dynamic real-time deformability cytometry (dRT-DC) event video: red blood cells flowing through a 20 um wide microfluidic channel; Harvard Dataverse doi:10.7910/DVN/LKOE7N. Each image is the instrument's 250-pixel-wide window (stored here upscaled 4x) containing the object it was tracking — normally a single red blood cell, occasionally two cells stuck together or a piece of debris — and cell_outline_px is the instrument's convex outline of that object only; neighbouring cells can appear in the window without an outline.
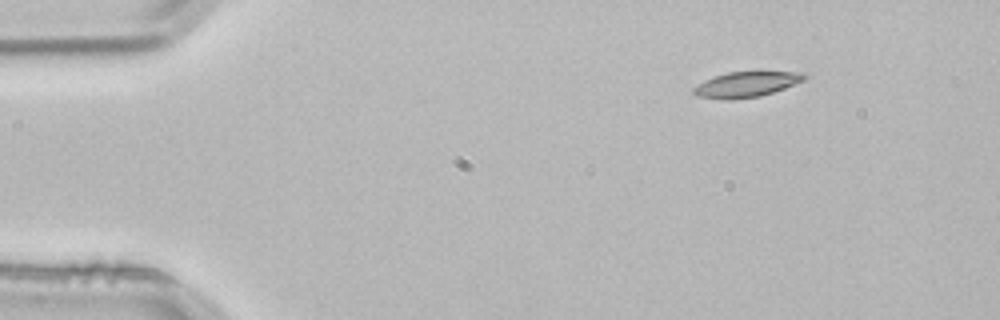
{"species": "common noctule bat (a hibernating species)", "species_latin": "Nyctalus noctula", "temperature_condition": "room temperature", "stored_images_in_passage": 2, "camera_frame_rate_fps": 3000, "um_per_image_px": 0.085, "animal": {"sex": "male", "body_mass_g": 21.5, "forearm_length_mm": 52.0}, "frame": {"image": 1, "passage_image": 1, "time_ms": 0.0, "image_size_px": [1000, 320], "cell_outline_px": [[808, 76], [804, 80], [784, 88], [760, 96], [728, 100], [696, 96], [692, 92], [692, 88], [704, 80], [728, 72], [804, 72]], "centroid_in_image_um": [63.41, 7.18], "position_along_channel_um": 21.6, "area_um2": 16.24}}